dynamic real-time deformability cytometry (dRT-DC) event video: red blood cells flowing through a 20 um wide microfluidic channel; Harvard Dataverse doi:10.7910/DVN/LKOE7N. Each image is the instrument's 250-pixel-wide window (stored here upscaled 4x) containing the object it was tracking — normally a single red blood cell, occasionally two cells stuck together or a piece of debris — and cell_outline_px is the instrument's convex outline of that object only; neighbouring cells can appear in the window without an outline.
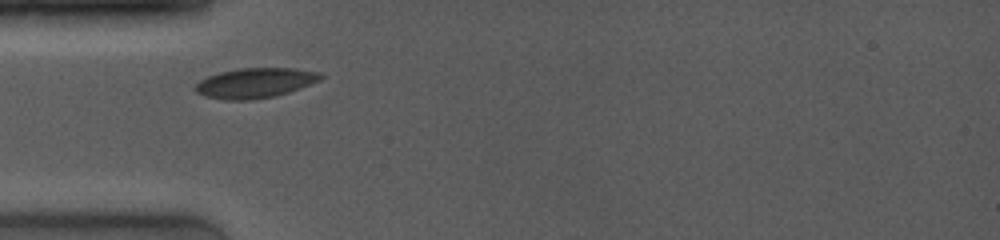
{"species": "common noctule bat (a hibernating species)", "species_latin": "Nyctalus noctula", "temperature_condition": "room temperature", "stored_images_in_passage": 32, "camera_frame_rate_fps": 4000, "um_per_image_px": 0.085, "animal": {"sex": "female", "body_mass_g": 19.0, "forearm_length_mm": 53.3}, "frame": {"image": 1, "passage_image": 1, "time_ms": 0.0, "image_size_px": [1000, 240], "cell_outline_px": [[324, 76], [320, 80], [300, 88], [276, 96], [252, 100], [224, 100], [204, 96], [196, 92], [196, 84], [200, 80], [208, 76], [220, 72], [240, 68], [292, 68], [320, 72]], "centroid_in_image_um": [21.69, 7.05], "position_along_channel_um": 63.3, "area_um2": 21.91}}
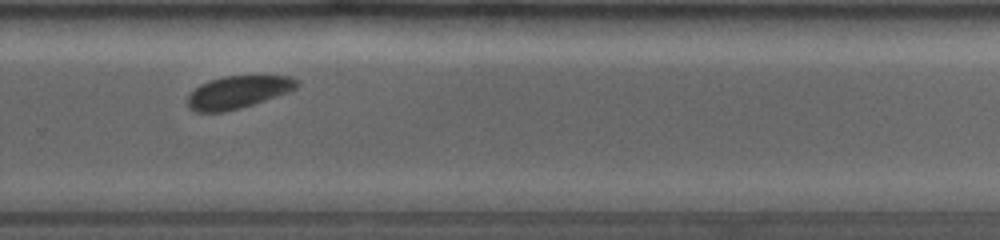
{"frame": {"image": 2, "passage_image": 24, "time_ms": 6.25, "image_size_px": [1000, 240], "cell_outline_px": [[300, 84], [296, 88], [288, 92], [240, 108], [224, 112], [196, 112], [188, 108], [188, 96], [200, 84], [208, 80], [224, 76], [292, 76], [300, 80]], "centroid_in_image_um": [20.24, 7.82], "position_along_channel_um": 309.6, "area_um2": 20.69}}
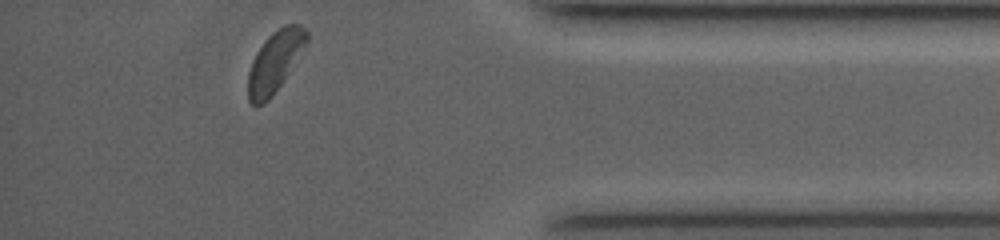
{"frame": {"image": 3, "passage_image": 32, "time_ms": 9.25, "image_size_px": [1000, 240], "cell_outline_px": [[308, 44], [272, 96], [264, 104], [252, 104], [248, 100], [248, 72], [252, 60], [256, 52], [264, 40], [276, 28], [284, 24], [300, 24], [308, 32]], "centroid_in_image_um": [23.38, 5.19], "position_along_channel_um": 411.8, "area_um2": 20.92}, "authors_computed_cell_mechanics": {"area_um2": 21.5594, "velocity_mm_per_s": 3.9664, "shape_relaxation_time_tau1_ms": 1.9286, "shape_relaxation_time_tau2_ms": null, "deformation_change_tau1": 0.0905, "deformation_change_tau2": null}}